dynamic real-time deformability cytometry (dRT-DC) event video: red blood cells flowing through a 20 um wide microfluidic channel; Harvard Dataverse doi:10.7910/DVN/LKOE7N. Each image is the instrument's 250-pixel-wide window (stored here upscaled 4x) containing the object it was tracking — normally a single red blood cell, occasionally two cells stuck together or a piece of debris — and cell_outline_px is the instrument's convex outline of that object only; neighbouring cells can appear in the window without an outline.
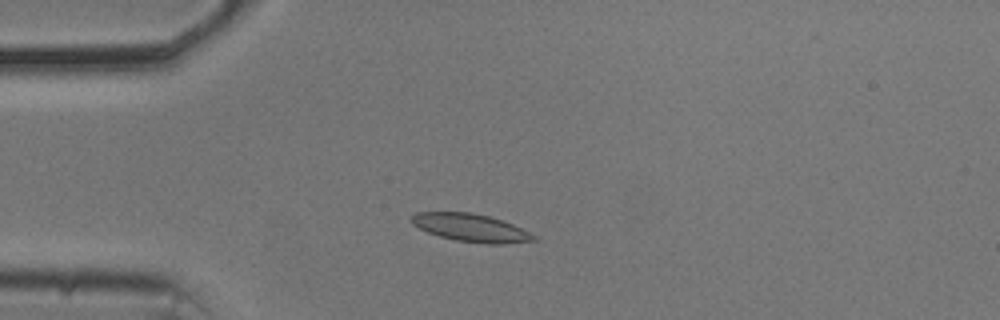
{"species": "common noctule bat (a hibernating species)", "species_latin": "Nyctalus noctula", "temperature_condition": "cold", "stored_images_in_passage": 51, "camera_frame_rate_fps": 3000, "um_per_image_px": 0.085, "animal": {"sex": "male", "body_mass_g": 20.5, "forearm_length_mm": 52.5}, "frame": {"image": 1, "passage_image": 10, "time_ms": 3.0, "image_size_px": [1000, 320], "cell_outline_px": [[540, 240], [504, 244], [488, 244], [456, 240], [440, 236], [428, 232], [412, 224], [408, 220], [416, 212], [472, 212], [488, 216], [512, 224], [536, 236]], "centroid_in_image_um": [40.02, 19.36], "position_along_channel_um": 45.0, "area_um2": 19.77}}
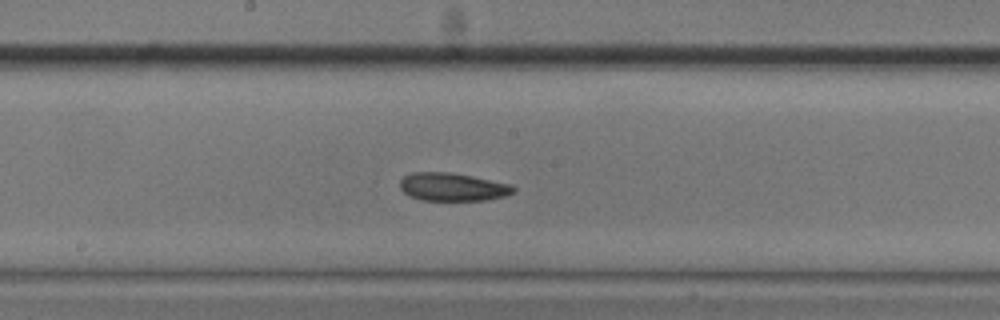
{"frame": {"image": 2, "passage_image": 25, "time_ms": 8.0, "image_size_px": [1000, 320], "cell_outline_px": [[516, 192], [504, 196], [484, 200], [420, 200], [408, 196], [400, 188], [400, 180], [404, 176], [412, 172], [448, 172], [472, 176], [512, 184], [516, 188]], "centroid_in_image_um": [38.47, 15.89], "position_along_channel_um": 209.7, "area_um2": 18.67}}
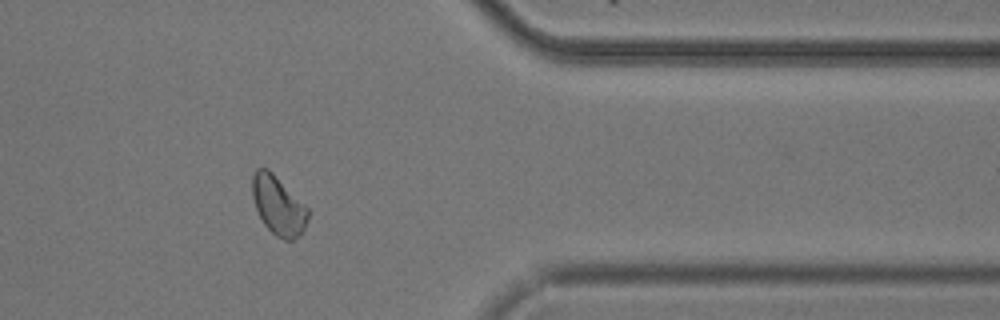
{"frame": {"image": 3, "passage_image": 41, "time_ms": 13.333, "image_size_px": [1000, 320], "cell_outline_px": [[308, 220], [300, 236], [292, 240], [284, 240], [276, 236], [264, 224], [256, 208], [252, 196], [252, 176], [256, 168], [268, 168], [308, 208]], "centroid_in_image_um": [23.65, 17.47], "position_along_channel_um": 387.8, "area_um2": 18.96}, "authors_computed_cell_mechanics": {"area_um2": 19.074, "velocity_mm_per_s": 3.652, "shape_relaxation_time_tau1_ms": null, "shape_relaxation_time_tau2_ms": 5.5009, "deformation_change_tau1": null, "deformation_change_tau2": 0.1098}}